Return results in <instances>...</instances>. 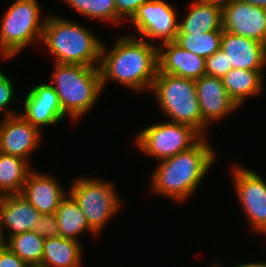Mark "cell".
Instances as JSON below:
<instances>
[{
    "instance_id": "obj_16",
    "label": "cell",
    "mask_w": 266,
    "mask_h": 267,
    "mask_svg": "<svg viewBox=\"0 0 266 267\" xmlns=\"http://www.w3.org/2000/svg\"><path fill=\"white\" fill-rule=\"evenodd\" d=\"M157 73L197 80L206 74V59L183 49L175 41L164 43L158 47Z\"/></svg>"
},
{
    "instance_id": "obj_31",
    "label": "cell",
    "mask_w": 266,
    "mask_h": 267,
    "mask_svg": "<svg viewBox=\"0 0 266 267\" xmlns=\"http://www.w3.org/2000/svg\"><path fill=\"white\" fill-rule=\"evenodd\" d=\"M19 256L12 252L5 244L0 247V267H28Z\"/></svg>"
},
{
    "instance_id": "obj_35",
    "label": "cell",
    "mask_w": 266,
    "mask_h": 267,
    "mask_svg": "<svg viewBox=\"0 0 266 267\" xmlns=\"http://www.w3.org/2000/svg\"><path fill=\"white\" fill-rule=\"evenodd\" d=\"M3 240H2V237H1V233H0V247L3 245Z\"/></svg>"
},
{
    "instance_id": "obj_5",
    "label": "cell",
    "mask_w": 266,
    "mask_h": 267,
    "mask_svg": "<svg viewBox=\"0 0 266 267\" xmlns=\"http://www.w3.org/2000/svg\"><path fill=\"white\" fill-rule=\"evenodd\" d=\"M151 91L163 112L173 123L186 124L202 135V115L195 80L157 73Z\"/></svg>"
},
{
    "instance_id": "obj_25",
    "label": "cell",
    "mask_w": 266,
    "mask_h": 267,
    "mask_svg": "<svg viewBox=\"0 0 266 267\" xmlns=\"http://www.w3.org/2000/svg\"><path fill=\"white\" fill-rule=\"evenodd\" d=\"M223 31H209L206 33H178L175 42L206 59L220 50Z\"/></svg>"
},
{
    "instance_id": "obj_4",
    "label": "cell",
    "mask_w": 266,
    "mask_h": 267,
    "mask_svg": "<svg viewBox=\"0 0 266 267\" xmlns=\"http://www.w3.org/2000/svg\"><path fill=\"white\" fill-rule=\"evenodd\" d=\"M50 82L63 112L74 121L91 110L102 91L99 67L55 63Z\"/></svg>"
},
{
    "instance_id": "obj_23",
    "label": "cell",
    "mask_w": 266,
    "mask_h": 267,
    "mask_svg": "<svg viewBox=\"0 0 266 267\" xmlns=\"http://www.w3.org/2000/svg\"><path fill=\"white\" fill-rule=\"evenodd\" d=\"M31 170L27 160L0 152V195L20 194Z\"/></svg>"
},
{
    "instance_id": "obj_28",
    "label": "cell",
    "mask_w": 266,
    "mask_h": 267,
    "mask_svg": "<svg viewBox=\"0 0 266 267\" xmlns=\"http://www.w3.org/2000/svg\"><path fill=\"white\" fill-rule=\"evenodd\" d=\"M13 89L14 87L11 79L2 70H0V111L2 110L3 113L5 112L3 117L20 114L10 108L8 110V107H10L9 105L12 103V100H16V98L13 97Z\"/></svg>"
},
{
    "instance_id": "obj_20",
    "label": "cell",
    "mask_w": 266,
    "mask_h": 267,
    "mask_svg": "<svg viewBox=\"0 0 266 267\" xmlns=\"http://www.w3.org/2000/svg\"><path fill=\"white\" fill-rule=\"evenodd\" d=\"M264 71L232 68L222 78L228 95L240 107L245 99L264 90Z\"/></svg>"
},
{
    "instance_id": "obj_24",
    "label": "cell",
    "mask_w": 266,
    "mask_h": 267,
    "mask_svg": "<svg viewBox=\"0 0 266 267\" xmlns=\"http://www.w3.org/2000/svg\"><path fill=\"white\" fill-rule=\"evenodd\" d=\"M44 241L34 231H27L10 237L4 244L27 265H41Z\"/></svg>"
},
{
    "instance_id": "obj_14",
    "label": "cell",
    "mask_w": 266,
    "mask_h": 267,
    "mask_svg": "<svg viewBox=\"0 0 266 267\" xmlns=\"http://www.w3.org/2000/svg\"><path fill=\"white\" fill-rule=\"evenodd\" d=\"M23 104L25 111L20 114L40 131L41 126L56 124L66 116L50 83H40L31 88Z\"/></svg>"
},
{
    "instance_id": "obj_21",
    "label": "cell",
    "mask_w": 266,
    "mask_h": 267,
    "mask_svg": "<svg viewBox=\"0 0 266 267\" xmlns=\"http://www.w3.org/2000/svg\"><path fill=\"white\" fill-rule=\"evenodd\" d=\"M82 247L79 241L63 237L47 238L43 246V267H80Z\"/></svg>"
},
{
    "instance_id": "obj_8",
    "label": "cell",
    "mask_w": 266,
    "mask_h": 267,
    "mask_svg": "<svg viewBox=\"0 0 266 267\" xmlns=\"http://www.w3.org/2000/svg\"><path fill=\"white\" fill-rule=\"evenodd\" d=\"M202 137L189 125L160 122L144 128L137 134L135 141L140 151L161 161L190 149Z\"/></svg>"
},
{
    "instance_id": "obj_33",
    "label": "cell",
    "mask_w": 266,
    "mask_h": 267,
    "mask_svg": "<svg viewBox=\"0 0 266 267\" xmlns=\"http://www.w3.org/2000/svg\"><path fill=\"white\" fill-rule=\"evenodd\" d=\"M220 267V266H218ZM233 267H266V262H262V261H259V262H248V263H242V264H238L236 266H233Z\"/></svg>"
},
{
    "instance_id": "obj_2",
    "label": "cell",
    "mask_w": 266,
    "mask_h": 267,
    "mask_svg": "<svg viewBox=\"0 0 266 267\" xmlns=\"http://www.w3.org/2000/svg\"><path fill=\"white\" fill-rule=\"evenodd\" d=\"M205 137L190 149L159 162L150 180L152 192L176 202L193 195L216 158Z\"/></svg>"
},
{
    "instance_id": "obj_37",
    "label": "cell",
    "mask_w": 266,
    "mask_h": 267,
    "mask_svg": "<svg viewBox=\"0 0 266 267\" xmlns=\"http://www.w3.org/2000/svg\"><path fill=\"white\" fill-rule=\"evenodd\" d=\"M211 267H218V265L217 264H213Z\"/></svg>"
},
{
    "instance_id": "obj_9",
    "label": "cell",
    "mask_w": 266,
    "mask_h": 267,
    "mask_svg": "<svg viewBox=\"0 0 266 267\" xmlns=\"http://www.w3.org/2000/svg\"><path fill=\"white\" fill-rule=\"evenodd\" d=\"M176 7L164 0H148L143 3L130 19L139 38L162 39V44L174 42L179 31Z\"/></svg>"
},
{
    "instance_id": "obj_1",
    "label": "cell",
    "mask_w": 266,
    "mask_h": 267,
    "mask_svg": "<svg viewBox=\"0 0 266 267\" xmlns=\"http://www.w3.org/2000/svg\"><path fill=\"white\" fill-rule=\"evenodd\" d=\"M107 52L103 43L99 71L104 89L113 80L134 91L151 90L158 72V47L142 38L121 35Z\"/></svg>"
},
{
    "instance_id": "obj_32",
    "label": "cell",
    "mask_w": 266,
    "mask_h": 267,
    "mask_svg": "<svg viewBox=\"0 0 266 267\" xmlns=\"http://www.w3.org/2000/svg\"><path fill=\"white\" fill-rule=\"evenodd\" d=\"M203 1L210 4H214L215 6L223 10L226 6L230 5L236 0H203Z\"/></svg>"
},
{
    "instance_id": "obj_19",
    "label": "cell",
    "mask_w": 266,
    "mask_h": 267,
    "mask_svg": "<svg viewBox=\"0 0 266 267\" xmlns=\"http://www.w3.org/2000/svg\"><path fill=\"white\" fill-rule=\"evenodd\" d=\"M190 6L187 16L179 22L178 33L223 31L221 8L203 0L194 1Z\"/></svg>"
},
{
    "instance_id": "obj_3",
    "label": "cell",
    "mask_w": 266,
    "mask_h": 267,
    "mask_svg": "<svg viewBox=\"0 0 266 267\" xmlns=\"http://www.w3.org/2000/svg\"><path fill=\"white\" fill-rule=\"evenodd\" d=\"M41 41L55 58L54 63L99 67L103 43L82 24L50 15Z\"/></svg>"
},
{
    "instance_id": "obj_10",
    "label": "cell",
    "mask_w": 266,
    "mask_h": 267,
    "mask_svg": "<svg viewBox=\"0 0 266 267\" xmlns=\"http://www.w3.org/2000/svg\"><path fill=\"white\" fill-rule=\"evenodd\" d=\"M232 178L249 226L266 235V182L255 171L241 166L233 167Z\"/></svg>"
},
{
    "instance_id": "obj_34",
    "label": "cell",
    "mask_w": 266,
    "mask_h": 267,
    "mask_svg": "<svg viewBox=\"0 0 266 267\" xmlns=\"http://www.w3.org/2000/svg\"><path fill=\"white\" fill-rule=\"evenodd\" d=\"M241 1L247 2V3L255 5V6H260V7L266 8V0H241Z\"/></svg>"
},
{
    "instance_id": "obj_7",
    "label": "cell",
    "mask_w": 266,
    "mask_h": 267,
    "mask_svg": "<svg viewBox=\"0 0 266 267\" xmlns=\"http://www.w3.org/2000/svg\"><path fill=\"white\" fill-rule=\"evenodd\" d=\"M112 182L99 178H78L69 189V194L78 203L89 227L99 234L111 217L122 207Z\"/></svg>"
},
{
    "instance_id": "obj_12",
    "label": "cell",
    "mask_w": 266,
    "mask_h": 267,
    "mask_svg": "<svg viewBox=\"0 0 266 267\" xmlns=\"http://www.w3.org/2000/svg\"><path fill=\"white\" fill-rule=\"evenodd\" d=\"M196 94L202 115V136L212 121H217L233 112L239 106L228 95L222 79L203 75L195 80Z\"/></svg>"
},
{
    "instance_id": "obj_27",
    "label": "cell",
    "mask_w": 266,
    "mask_h": 267,
    "mask_svg": "<svg viewBox=\"0 0 266 267\" xmlns=\"http://www.w3.org/2000/svg\"><path fill=\"white\" fill-rule=\"evenodd\" d=\"M232 69L229 64L227 54L221 49L216 51L210 57L206 58V74L222 79L225 74Z\"/></svg>"
},
{
    "instance_id": "obj_29",
    "label": "cell",
    "mask_w": 266,
    "mask_h": 267,
    "mask_svg": "<svg viewBox=\"0 0 266 267\" xmlns=\"http://www.w3.org/2000/svg\"><path fill=\"white\" fill-rule=\"evenodd\" d=\"M33 231L43 239L59 237V224L55 213L41 214Z\"/></svg>"
},
{
    "instance_id": "obj_6",
    "label": "cell",
    "mask_w": 266,
    "mask_h": 267,
    "mask_svg": "<svg viewBox=\"0 0 266 267\" xmlns=\"http://www.w3.org/2000/svg\"><path fill=\"white\" fill-rule=\"evenodd\" d=\"M37 0H15L3 15L0 24V54L3 59L15 57L22 49L41 42L46 21H40Z\"/></svg>"
},
{
    "instance_id": "obj_36",
    "label": "cell",
    "mask_w": 266,
    "mask_h": 267,
    "mask_svg": "<svg viewBox=\"0 0 266 267\" xmlns=\"http://www.w3.org/2000/svg\"><path fill=\"white\" fill-rule=\"evenodd\" d=\"M28 267H43V266H40V265H33V266H28Z\"/></svg>"
},
{
    "instance_id": "obj_30",
    "label": "cell",
    "mask_w": 266,
    "mask_h": 267,
    "mask_svg": "<svg viewBox=\"0 0 266 267\" xmlns=\"http://www.w3.org/2000/svg\"><path fill=\"white\" fill-rule=\"evenodd\" d=\"M116 6V24L130 20L137 9L148 0H114Z\"/></svg>"
},
{
    "instance_id": "obj_13",
    "label": "cell",
    "mask_w": 266,
    "mask_h": 267,
    "mask_svg": "<svg viewBox=\"0 0 266 267\" xmlns=\"http://www.w3.org/2000/svg\"><path fill=\"white\" fill-rule=\"evenodd\" d=\"M41 134L21 114L4 117L0 123V152L29 161V154L41 142Z\"/></svg>"
},
{
    "instance_id": "obj_26",
    "label": "cell",
    "mask_w": 266,
    "mask_h": 267,
    "mask_svg": "<svg viewBox=\"0 0 266 267\" xmlns=\"http://www.w3.org/2000/svg\"><path fill=\"white\" fill-rule=\"evenodd\" d=\"M84 17L103 20L116 25L114 0H63Z\"/></svg>"
},
{
    "instance_id": "obj_11",
    "label": "cell",
    "mask_w": 266,
    "mask_h": 267,
    "mask_svg": "<svg viewBox=\"0 0 266 267\" xmlns=\"http://www.w3.org/2000/svg\"><path fill=\"white\" fill-rule=\"evenodd\" d=\"M223 30L266 45V8L236 0L222 10Z\"/></svg>"
},
{
    "instance_id": "obj_17",
    "label": "cell",
    "mask_w": 266,
    "mask_h": 267,
    "mask_svg": "<svg viewBox=\"0 0 266 267\" xmlns=\"http://www.w3.org/2000/svg\"><path fill=\"white\" fill-rule=\"evenodd\" d=\"M220 49L232 68L263 71L266 66V45L254 39L223 30Z\"/></svg>"
},
{
    "instance_id": "obj_22",
    "label": "cell",
    "mask_w": 266,
    "mask_h": 267,
    "mask_svg": "<svg viewBox=\"0 0 266 267\" xmlns=\"http://www.w3.org/2000/svg\"><path fill=\"white\" fill-rule=\"evenodd\" d=\"M59 224V236L78 241V236L86 230L96 233L89 227L86 217L78 203L68 193L55 212Z\"/></svg>"
},
{
    "instance_id": "obj_15",
    "label": "cell",
    "mask_w": 266,
    "mask_h": 267,
    "mask_svg": "<svg viewBox=\"0 0 266 267\" xmlns=\"http://www.w3.org/2000/svg\"><path fill=\"white\" fill-rule=\"evenodd\" d=\"M41 214L21 194H8L0 197V233L5 243L10 237L36 228ZM9 229L6 237L4 229Z\"/></svg>"
},
{
    "instance_id": "obj_18",
    "label": "cell",
    "mask_w": 266,
    "mask_h": 267,
    "mask_svg": "<svg viewBox=\"0 0 266 267\" xmlns=\"http://www.w3.org/2000/svg\"><path fill=\"white\" fill-rule=\"evenodd\" d=\"M40 214H53L67 195L51 175L31 170L20 193Z\"/></svg>"
}]
</instances>
